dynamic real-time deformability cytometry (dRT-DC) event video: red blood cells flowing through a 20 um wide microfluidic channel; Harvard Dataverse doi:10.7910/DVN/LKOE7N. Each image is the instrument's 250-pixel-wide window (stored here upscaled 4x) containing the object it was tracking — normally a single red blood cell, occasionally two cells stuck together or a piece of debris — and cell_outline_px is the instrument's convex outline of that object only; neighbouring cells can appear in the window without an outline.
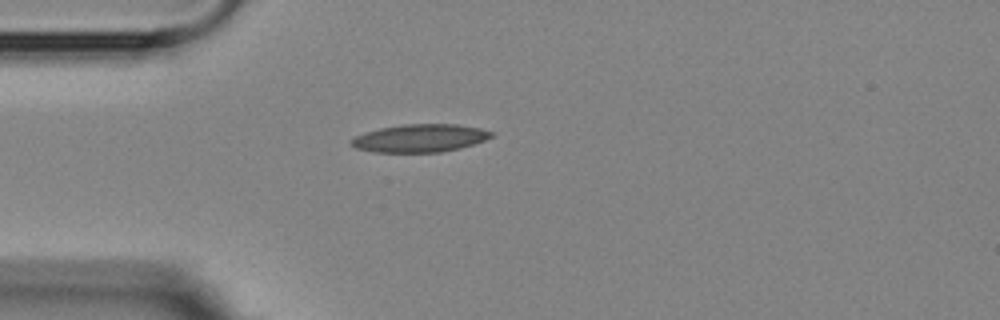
{"species": "Egyptian fruit bat (a non-hibernating species)", "species_latin": "Rousettus aegyptiacus", "temperature_condition": "room temperature", "stored_images_in_passage": 1, "camera_frame_rate_fps": 3000, "um_per_image_px": 0.085, "animal": {"sex": "female"}, "frame": {"image": 1, "passage_image": 1, "time_ms": 0.0, "image_size_px": [1000, 320], "cell_outline_px": [[496, 136], [460, 148], [440, 152], [376, 152], [356, 148], [348, 140], [364, 132], [380, 128], [404, 124], [456, 124], [480, 128], [496, 132]], "centroid_in_image_um": [35.73, 11.73], "position_along_channel_um": 49.3, "area_um2": 22.83}}